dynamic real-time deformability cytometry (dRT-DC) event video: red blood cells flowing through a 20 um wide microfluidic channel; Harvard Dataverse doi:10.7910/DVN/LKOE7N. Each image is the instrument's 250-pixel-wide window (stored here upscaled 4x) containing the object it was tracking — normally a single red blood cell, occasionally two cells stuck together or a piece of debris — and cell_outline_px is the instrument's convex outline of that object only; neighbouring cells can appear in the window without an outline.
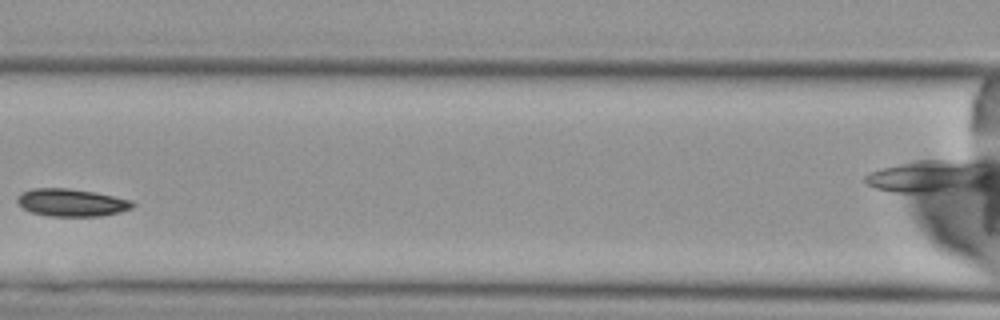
{"species": "Egyptian fruit bat (a non-hibernating species)", "species_latin": "Rousettus aegyptiacus", "temperature_condition": "cold", "stored_images_in_passage": 7, "segment_of_instrument_passage": [1, 2], "camera_frame_rate_fps": 3000, "um_per_image_px": 0.085, "animal": {"sex": "female"}, "frame": {"image": 1, "passage_image": 5, "time_ms": 5.667, "image_size_px": [1000, 320], "cell_outline_px": [[136, 204], [132, 208], [120, 212], [100, 216], [48, 216], [32, 212], [24, 208], [16, 200], [16, 196], [32, 188], [68, 188], [96, 192], [132, 200]], "centroid_in_image_um": [6.11, 17.21], "position_along_channel_um": 160.5, "area_um2": 18.55}}
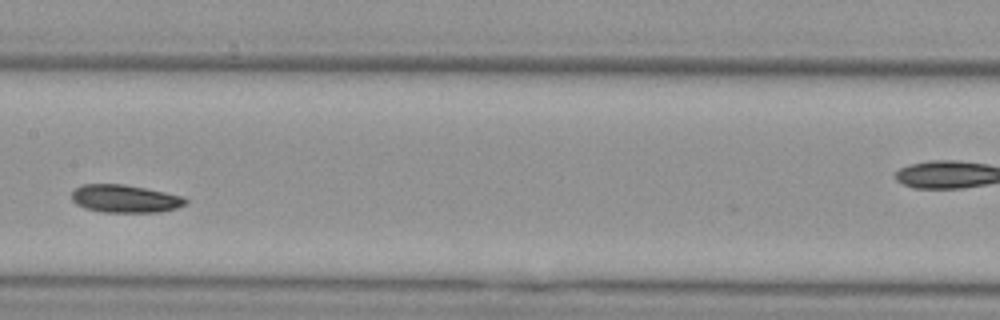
{"frame": {"image": 2, "passage_image": 6, "time_ms": 6.667, "image_size_px": [1000, 320], "cell_outline_px": [[188, 200], [184, 204], [176, 208], [160, 212], [104, 212], [84, 208], [76, 204], [72, 200], [72, 188], [80, 184], [124, 184], [184, 196]], "centroid_in_image_um": [10.58, 16.88], "position_along_channel_um": 196.8, "area_um2": 18.55}}